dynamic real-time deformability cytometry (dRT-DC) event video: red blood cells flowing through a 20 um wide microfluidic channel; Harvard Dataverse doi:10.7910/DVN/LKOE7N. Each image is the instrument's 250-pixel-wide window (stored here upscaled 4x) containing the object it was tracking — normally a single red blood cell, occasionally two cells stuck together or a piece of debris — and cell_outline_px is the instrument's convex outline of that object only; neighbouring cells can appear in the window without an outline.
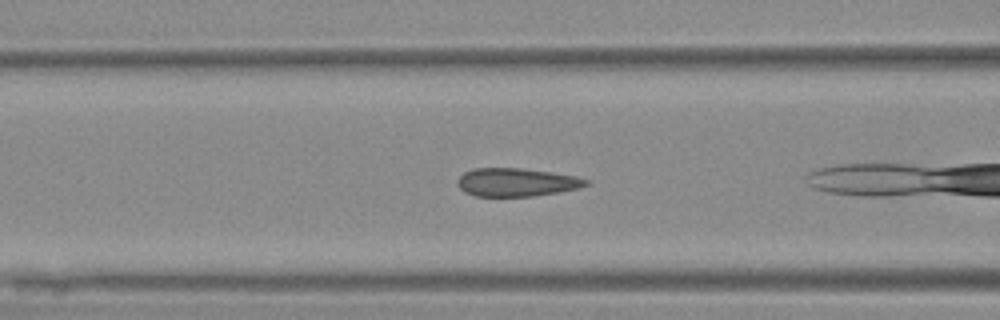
{"species": "Egyptian fruit bat (a non-hibernating species)", "species_latin": "Rousettus aegyptiacus", "temperature_condition": "warm", "stored_images_in_passage": 24, "camera_frame_rate_fps": 3000, "um_per_image_px": 0.085, "animal": {"sex": "female"}, "frame": {"image": 1, "passage_image": 5, "time_ms": 1.333, "image_size_px": [1000, 320], "cell_outline_px": [[592, 184], [560, 192], [532, 196], [476, 196], [464, 192], [456, 184], [456, 180], [464, 172], [476, 168], [520, 168], [576, 176], [588, 180]], "centroid_in_image_um": [43.88, 15.49], "position_along_channel_um": 122.7, "area_um2": 21.1}}
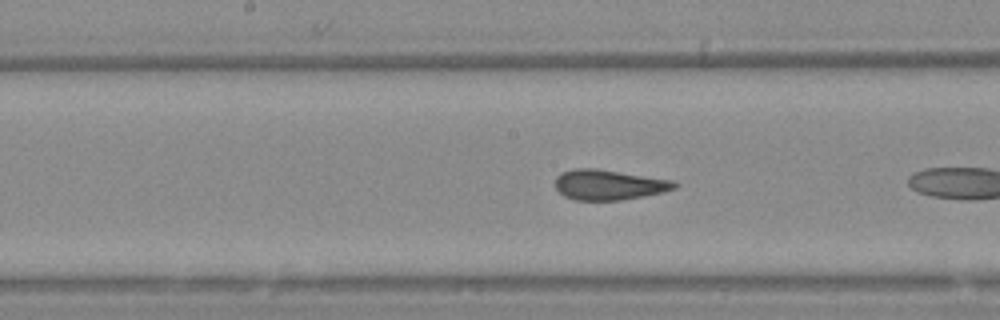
{"frame": {"image": 2, "passage_image": 11, "time_ms": 3.333, "image_size_px": [1000, 320], "cell_outline_px": [[680, 184], [676, 188], [664, 192], [644, 196], [620, 200], [576, 200], [564, 196], [556, 188], [556, 176], [560, 172], [572, 168], [596, 168], [672, 180]], "centroid_in_image_um": [51.75, 15.7], "position_along_channel_um": 196.5, "area_um2": 21.1}}
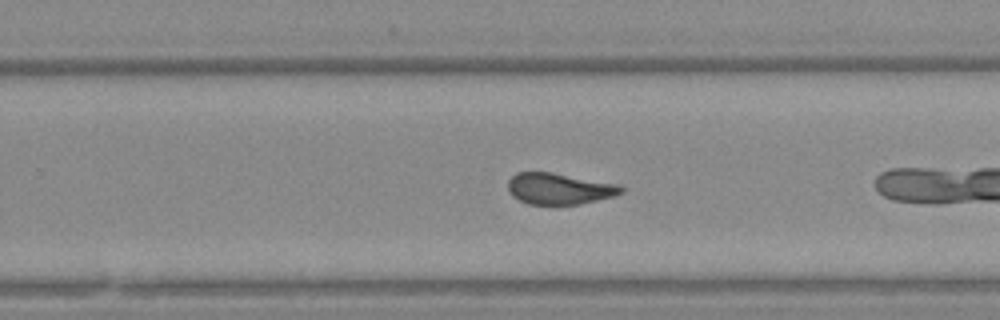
{"frame": {"image": 3, "passage_image": 18, "time_ms": 5.667, "image_size_px": [1000, 320], "cell_outline_px": [[624, 192], [616, 196], [580, 204], [528, 204], [512, 196], [508, 188], [508, 180], [516, 172], [552, 172], [620, 184], [624, 188]], "centroid_in_image_um": [47.57, 16.03], "position_along_channel_um": 282.2, "area_um2": 20.81}}